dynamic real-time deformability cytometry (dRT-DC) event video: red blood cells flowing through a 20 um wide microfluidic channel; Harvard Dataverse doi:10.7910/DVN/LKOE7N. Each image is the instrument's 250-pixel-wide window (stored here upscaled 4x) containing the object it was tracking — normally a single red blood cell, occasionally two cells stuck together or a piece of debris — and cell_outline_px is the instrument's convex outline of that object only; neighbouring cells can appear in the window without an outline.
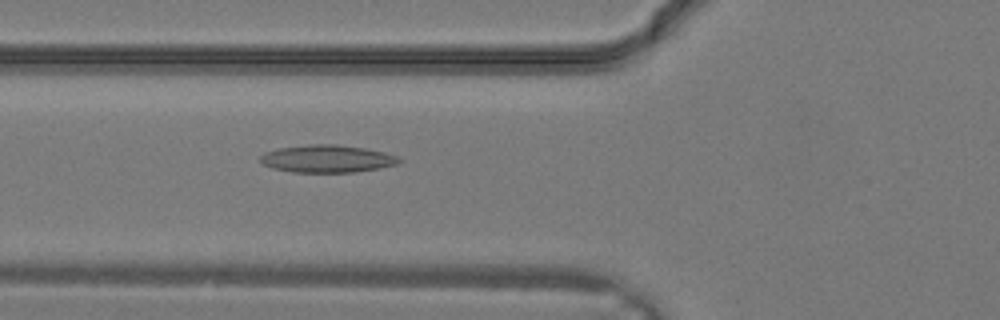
{"species": "common noctule bat (a hibernating species)", "species_latin": "Nyctalus noctula", "temperature_condition": "warm", "stored_images_in_passage": 4, "camera_frame_rate_fps": 3000, "um_per_image_px": 0.085, "animal": {"sex": "male", "body_mass_g": 19.2, "forearm_length_mm": 51.8}, "frame": {"image": 1, "passage_image": 4, "time_ms": 1.0, "image_size_px": [1000, 320], "cell_outline_px": [[404, 160], [400, 164], [380, 168], [356, 172], [292, 172], [272, 168], [264, 164], [260, 160], [260, 156], [264, 152], [280, 148], [308, 144], [336, 144], [364, 148], [384, 152], [396, 156]], "centroid_in_image_um": [27.84, 13.49], "position_along_channel_um": 98.0, "area_um2": 22.37}}